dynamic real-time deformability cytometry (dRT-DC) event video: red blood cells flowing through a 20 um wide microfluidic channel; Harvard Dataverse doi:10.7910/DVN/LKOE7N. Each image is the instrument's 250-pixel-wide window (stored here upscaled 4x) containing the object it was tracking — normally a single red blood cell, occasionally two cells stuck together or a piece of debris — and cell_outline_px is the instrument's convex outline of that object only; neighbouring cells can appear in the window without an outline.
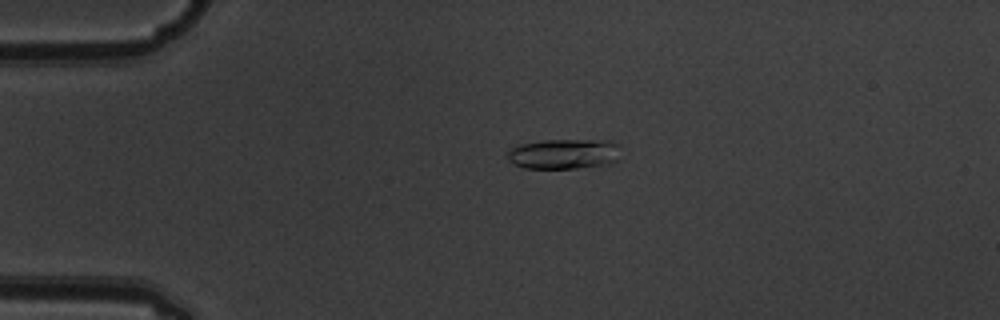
{"species": "common noctule bat (a hibernating species)", "species_latin": "Nyctalus noctula", "temperature_condition": "warm", "stored_images_in_passage": 2, "camera_frame_rate_fps": 3000, "um_per_image_px": 0.085, "animal": {"sex": "male", "body_mass_g": 19.5, "forearm_length_mm": 54.6}, "frame": {"image": 1, "passage_image": 1, "time_ms": 0.0, "image_size_px": [1000, 320], "cell_outline_px": [[620, 144], [616, 160], [612, 164], [576, 168], [524, 168], [512, 164], [508, 160], [508, 148], [516, 144], [544, 140], [608, 140]], "centroid_in_image_um": [47.9, 13.07], "position_along_channel_um": 37.1, "area_um2": 20.23}}